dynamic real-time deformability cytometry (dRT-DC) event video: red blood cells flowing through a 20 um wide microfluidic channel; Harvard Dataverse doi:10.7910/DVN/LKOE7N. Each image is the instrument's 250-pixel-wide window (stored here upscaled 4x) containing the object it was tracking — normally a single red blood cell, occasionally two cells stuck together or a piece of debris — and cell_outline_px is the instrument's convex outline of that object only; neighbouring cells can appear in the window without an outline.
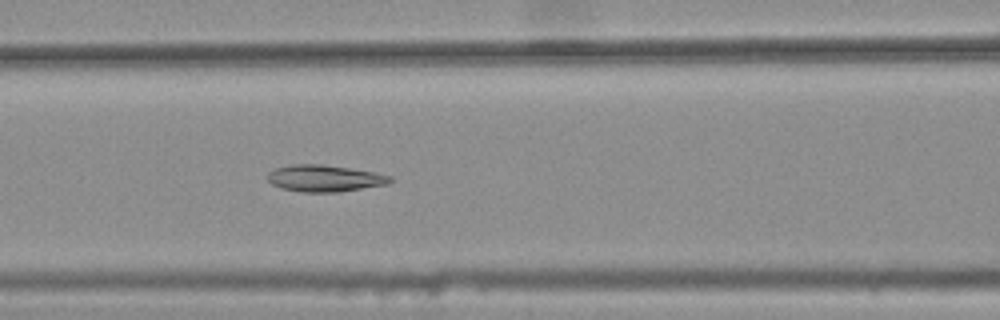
{"species": "common noctule bat (a hibernating species)", "species_latin": "Nyctalus noctula", "temperature_condition": "warm", "stored_images_in_passage": 37, "camera_frame_rate_fps": 3000, "um_per_image_px": 0.085, "animal": {"sex": "female", "body_mass_g": 25.1}, "frame": {"image": 1, "passage_image": 17, "time_ms": 5.333, "image_size_px": [1000, 320], "cell_outline_px": [[392, 180], [388, 184], [336, 192], [300, 192], [280, 188], [272, 184], [268, 180], [268, 172], [276, 168], [292, 164], [320, 164], [348, 168], [372, 172], [392, 176]], "centroid_in_image_um": [27.55, 15.16], "position_along_channel_um": 139.0, "area_um2": 18.9}}
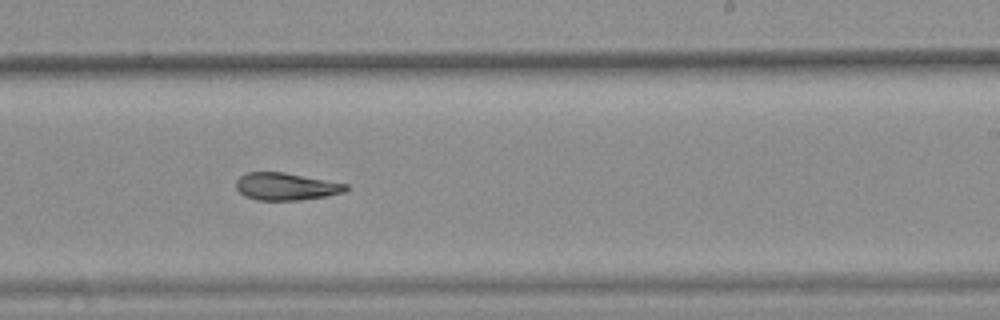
{"frame": {"image": 2, "passage_image": 27, "time_ms": 8.667, "image_size_px": [1000, 320], "cell_outline_px": [[348, 188], [344, 192], [324, 196], [300, 200], [256, 200], [244, 196], [236, 188], [236, 180], [244, 172], [284, 172], [348, 184]], "centroid_in_image_um": [24.27, 15.85], "position_along_channel_um": 264.7, "area_um2": 17.51}}
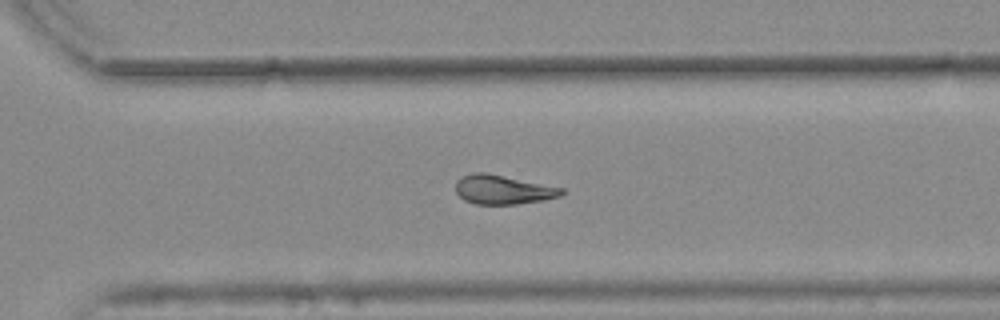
{"frame": {"image": 3, "passage_image": 32, "time_ms": 10.333, "image_size_px": [1000, 320], "cell_outline_px": [[564, 192], [560, 196], [544, 200], [516, 204], [476, 204], [464, 200], [456, 192], [456, 180], [460, 176], [472, 172], [484, 172], [564, 188]], "centroid_in_image_um": [42.72, 16.11], "position_along_channel_um": 327.9, "area_um2": 17.98}, "authors_computed_cell_mechanics": {"area_um2": 18.9006, "velocity_mm_per_s": 3.7847, "shape_relaxation_time_tau1_ms": null, "shape_relaxation_time_tau2_ms": 8.7216, "deformation_change_tau1": null, "deformation_change_tau2": 0.1534}}